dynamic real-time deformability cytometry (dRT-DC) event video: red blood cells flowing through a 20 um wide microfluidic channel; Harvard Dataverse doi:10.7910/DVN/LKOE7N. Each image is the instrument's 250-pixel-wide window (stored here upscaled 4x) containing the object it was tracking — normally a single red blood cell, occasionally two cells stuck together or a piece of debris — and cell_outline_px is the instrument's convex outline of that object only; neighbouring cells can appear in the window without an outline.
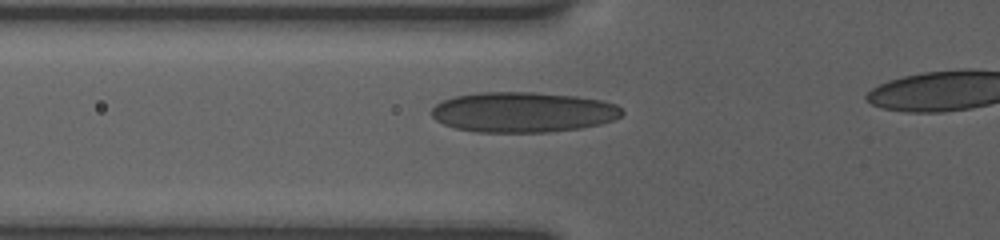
{"species": "human", "species_latin": "Homo sapiens", "temperature_condition": "room temperature", "stored_images_in_passage": 7, "segment_of_instrument_passage": [1, 2], "camera_frame_rate_fps": 3000, "um_per_image_px": 0.085, "donor": {"sex": "female"}, "frame": {"image": 1, "passage_image": 5, "time_ms": 2.0, "image_size_px": [1000, 240], "cell_outline_px": [[624, 112], [620, 116], [612, 120], [600, 124], [580, 128], [548, 132], [476, 132], [456, 128], [444, 124], [436, 120], [432, 116], [432, 108], [436, 104], [452, 96], [480, 92], [532, 92], [576, 96], [600, 100], [616, 104]], "centroid_in_image_um": [44.44, 9.53], "position_along_channel_um": 81.4, "area_um2": 44.68}}